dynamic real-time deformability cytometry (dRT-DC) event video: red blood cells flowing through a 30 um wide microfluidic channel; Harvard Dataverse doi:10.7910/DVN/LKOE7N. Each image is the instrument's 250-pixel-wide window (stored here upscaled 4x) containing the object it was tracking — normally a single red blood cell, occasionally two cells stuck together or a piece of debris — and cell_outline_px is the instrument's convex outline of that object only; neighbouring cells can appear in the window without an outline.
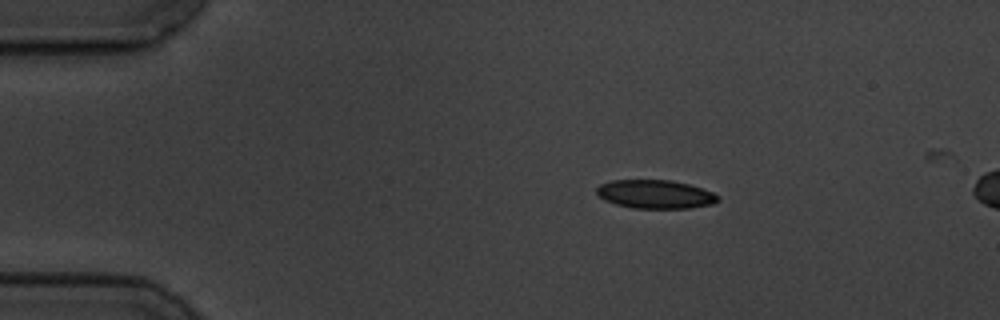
{"species": "common noctule bat (a hibernating species)", "species_latin": "Nyctalus noctula", "temperature_condition": "cold", "stored_images_in_passage": 4, "camera_frame_rate_fps": 3000, "um_per_image_px": 0.085, "animal": {"sex": "male", "body_mass_g": 19.5, "forearm_length_mm": 54.6}, "frame": {"image": 1, "passage_image": 2, "time_ms": 1.0, "image_size_px": [1000, 320], "cell_outline_px": [[720, 200], [712, 204], [692, 208], [632, 208], [616, 204], [604, 200], [596, 192], [596, 188], [600, 184], [612, 180], [672, 180], [688, 184], [712, 192], [720, 196]], "centroid_in_image_um": [55.7, 16.51], "position_along_channel_um": 29.3, "area_um2": 20.23}}